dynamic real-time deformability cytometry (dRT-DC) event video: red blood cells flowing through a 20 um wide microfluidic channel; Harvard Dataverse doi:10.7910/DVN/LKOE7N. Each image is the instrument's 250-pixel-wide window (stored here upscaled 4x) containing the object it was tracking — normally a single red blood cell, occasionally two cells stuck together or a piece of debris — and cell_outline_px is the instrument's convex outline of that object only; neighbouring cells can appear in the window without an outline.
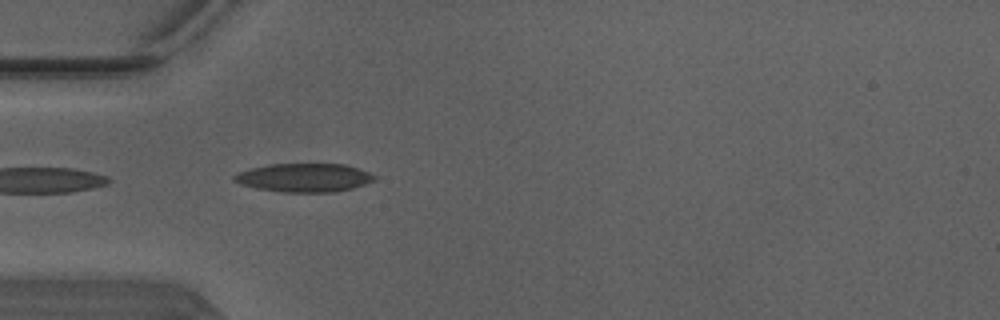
{"species": "Egyptian fruit bat (a non-hibernating species)", "species_latin": "Rousettus aegyptiacus", "temperature_condition": "warm", "stored_images_in_passage": 34, "camera_frame_rate_fps": 3000, "um_per_image_px": 0.085, "animal": {"sex": "male"}, "frame": {"image": 1, "passage_image": 2, "time_ms": 0.333, "image_size_px": [1000, 320], "cell_outline_px": [[376, 180], [352, 188], [336, 192], [284, 192], [256, 188], [240, 184], [232, 180], [232, 176], [248, 168], [272, 164], [344, 164], [368, 172], [376, 176]], "centroid_in_image_um": [25.83, 15.1], "position_along_channel_um": 59.2, "area_um2": 23.29}}
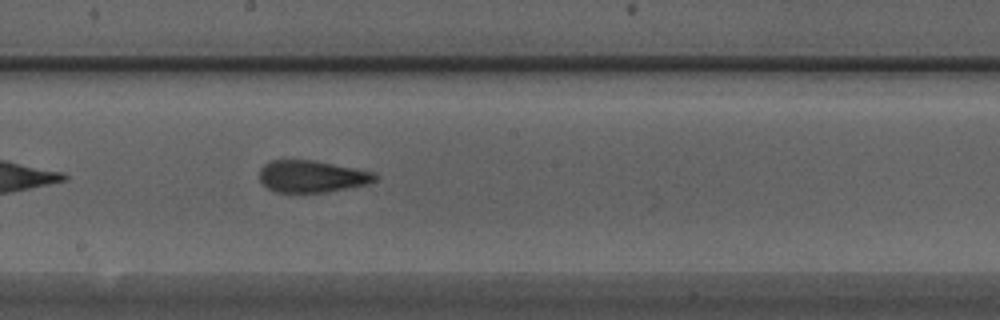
{"frame": {"image": 2, "passage_image": 14, "time_ms": 4.333, "image_size_px": [1000, 320], "cell_outline_px": [[380, 176], [376, 180], [368, 184], [324, 192], [276, 192], [268, 188], [260, 180], [260, 168], [268, 160], [312, 160], [356, 168], [372, 172]], "centroid_in_image_um": [26.51, 14.98], "position_along_channel_um": 221.7, "area_um2": 21.44}}
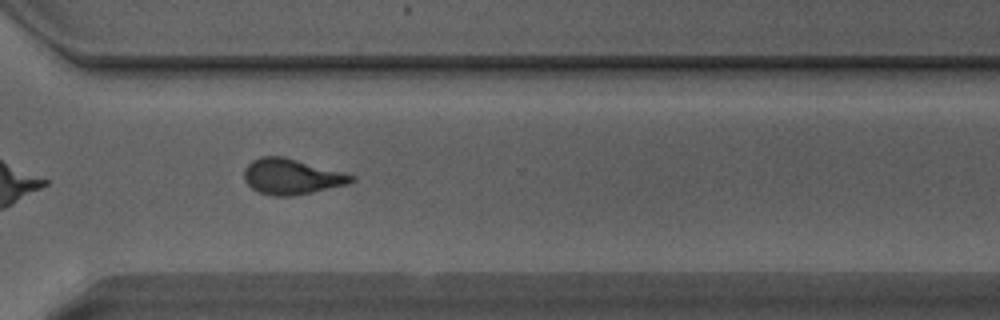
{"frame": {"image": 3, "passage_image": 23, "time_ms": 7.333, "image_size_px": [1000, 320], "cell_outline_px": [[356, 180], [348, 184], [312, 192], [292, 196], [272, 196], [260, 192], [252, 188], [244, 180], [244, 168], [252, 160], [260, 156], [284, 156], [356, 176]], "centroid_in_image_um": [24.77, 15.0], "position_along_channel_um": 345.8, "area_um2": 22.2}, "authors_computed_cell_mechanics": {"area_um2": 21.8773, "velocity_mm_per_s": 4.1428, "shape_relaxation_time_tau1_ms": 8.6565, "shape_relaxation_time_tau2_ms": 1.7006, "deformation_change_tau1": 0.2375, "deformation_change_tau2": 0.0966}}